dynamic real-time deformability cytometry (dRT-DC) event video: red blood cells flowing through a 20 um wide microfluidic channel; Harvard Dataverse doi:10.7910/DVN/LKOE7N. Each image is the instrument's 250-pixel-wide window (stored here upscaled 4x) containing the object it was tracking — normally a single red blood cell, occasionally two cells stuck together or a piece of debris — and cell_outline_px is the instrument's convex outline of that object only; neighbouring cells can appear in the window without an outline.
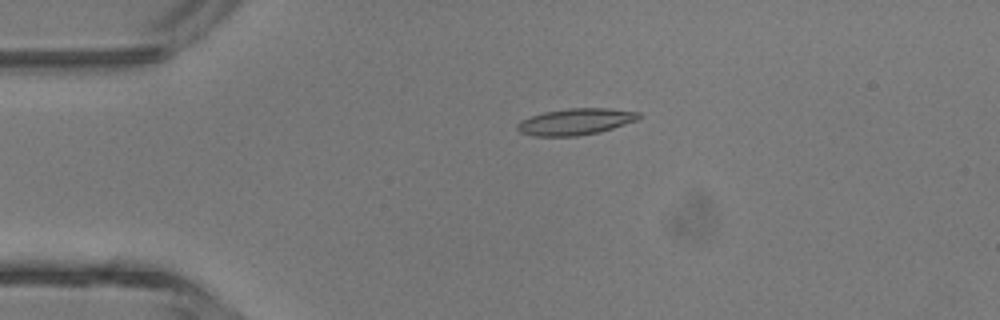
{"species": "common noctule bat (a hibernating species)", "species_latin": "Nyctalus noctula", "temperature_condition": "room temperature", "stored_images_in_passage": 3, "camera_frame_rate_fps": 3000, "um_per_image_px": 0.085, "animal": {"sex": "male", "body_mass_g": 13.3}, "frame": {"image": 1, "passage_image": 3, "time_ms": 2.0, "image_size_px": [1000, 320], "cell_outline_px": [[640, 116], [636, 120], [600, 132], [576, 136], [532, 136], [520, 132], [516, 128], [516, 124], [520, 120], [544, 112], [568, 108], [608, 108], [640, 112]], "centroid_in_image_um": [48.89, 10.34], "position_along_channel_um": 36.1, "area_um2": 18.67}}